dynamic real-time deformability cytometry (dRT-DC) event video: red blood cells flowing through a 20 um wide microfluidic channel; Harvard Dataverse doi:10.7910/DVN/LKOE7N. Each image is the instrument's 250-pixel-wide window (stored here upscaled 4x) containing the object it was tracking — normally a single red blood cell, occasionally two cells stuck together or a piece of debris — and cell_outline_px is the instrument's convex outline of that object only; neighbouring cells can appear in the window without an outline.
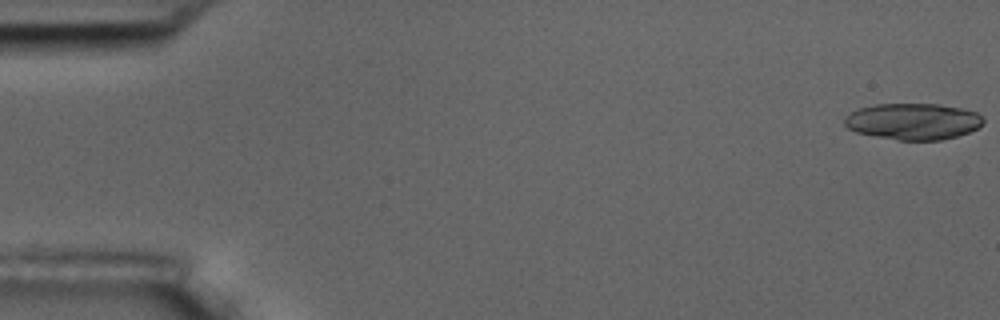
{"species": "common noctule bat (a hibernating species)", "species_latin": "Nyctalus noctula", "temperature_condition": "room temperature", "stored_images_in_passage": 6, "camera_frame_rate_fps": 3000, "um_per_image_px": 0.085, "animal": {"sex": "male", "body_mass_g": 17.5, "forearm_length_mm": 52.3}, "frame": {"image": 1, "passage_image": 1, "time_ms": 0.0, "image_size_px": [1000, 320], "cell_outline_px": [[984, 120], [976, 128], [968, 132], [956, 136], [940, 140], [896, 140], [856, 132], [848, 128], [844, 124], [844, 116], [856, 108], [876, 104], [940, 104], [960, 108], [976, 112], [984, 116]], "centroid_in_image_um": [77.57, 10.31], "position_along_channel_um": 7.4, "area_um2": 29.48}}